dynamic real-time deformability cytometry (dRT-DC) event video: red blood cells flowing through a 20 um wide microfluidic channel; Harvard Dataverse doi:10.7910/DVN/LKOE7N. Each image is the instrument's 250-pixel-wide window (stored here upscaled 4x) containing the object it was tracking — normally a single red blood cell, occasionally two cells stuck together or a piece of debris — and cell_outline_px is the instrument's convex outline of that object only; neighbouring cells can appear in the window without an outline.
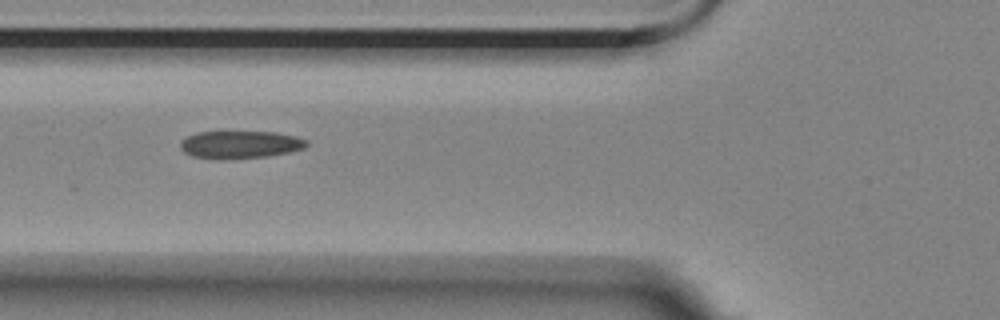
{"species": "Egyptian fruit bat (a non-hibernating species)", "species_latin": "Rousettus aegyptiacus", "temperature_condition": "room temperature", "stored_images_in_passage": 12, "camera_frame_rate_fps": 3000, "um_per_image_px": 0.085, "animal": {"sex": "female"}, "frame": {"image": 1, "passage_image": 3, "time_ms": 3.0, "image_size_px": [1000, 320], "cell_outline_px": [[308, 144], [304, 148], [288, 152], [264, 156], [192, 156], [184, 152], [180, 148], [180, 140], [196, 132], [224, 128], [276, 132], [296, 136], [308, 140]], "centroid_in_image_um": [20.41, 12.17], "position_along_channel_um": 105.4, "area_um2": 20.46}}
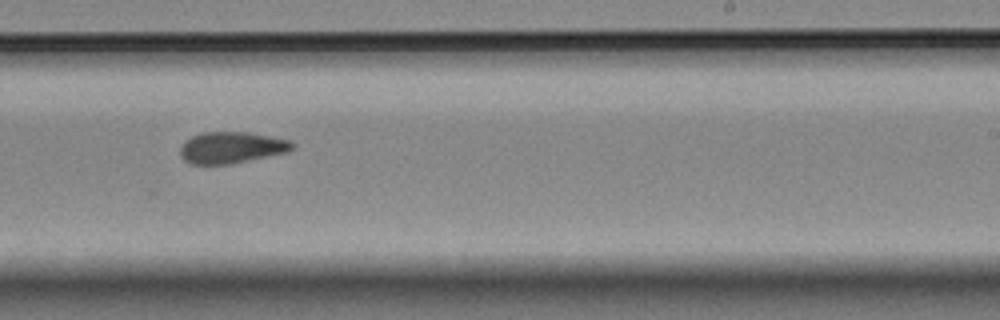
{"frame": {"image": 2, "passage_image": 7, "time_ms": 7.667, "image_size_px": [1000, 320], "cell_outline_px": [[296, 148], [288, 152], [228, 164], [192, 164], [184, 160], [180, 156], [180, 148], [184, 140], [200, 132], [248, 132], [292, 140], [296, 144]], "centroid_in_image_um": [19.7, 12.53], "position_along_channel_um": 269.3, "area_um2": 20.75}}
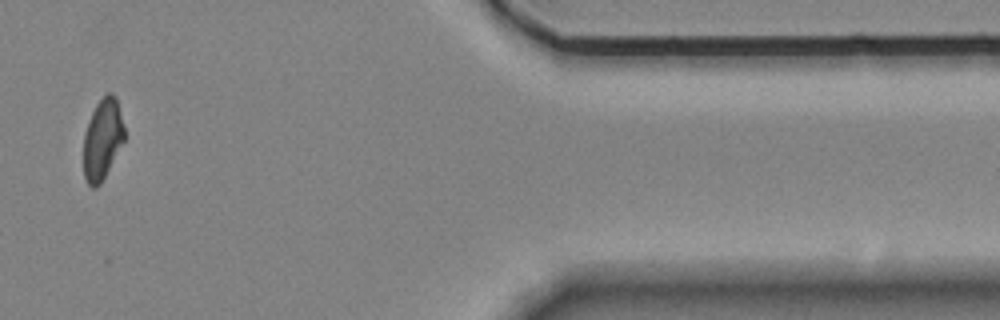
{"frame": {"image": 3, "passage_image": 11, "time_ms": 12.667, "image_size_px": [1000, 320], "cell_outline_px": [[124, 140], [100, 184], [96, 188], [92, 188], [88, 184], [84, 176], [84, 132], [88, 120], [96, 104], [108, 92], [112, 92], [116, 96], [124, 128]], "centroid_in_image_um": [8.7, 11.82], "position_along_channel_um": 402.7, "area_um2": 19.02}, "authors_computed_cell_mechanics": {"area_um2": 20.4612, "velocity_mm_per_s": 3.4981, "shape_relaxation_time_tau1_ms": null, "shape_relaxation_time_tau2_ms": 5.1509, "deformation_change_tau1": null, "deformation_change_tau2": 0.0709}}